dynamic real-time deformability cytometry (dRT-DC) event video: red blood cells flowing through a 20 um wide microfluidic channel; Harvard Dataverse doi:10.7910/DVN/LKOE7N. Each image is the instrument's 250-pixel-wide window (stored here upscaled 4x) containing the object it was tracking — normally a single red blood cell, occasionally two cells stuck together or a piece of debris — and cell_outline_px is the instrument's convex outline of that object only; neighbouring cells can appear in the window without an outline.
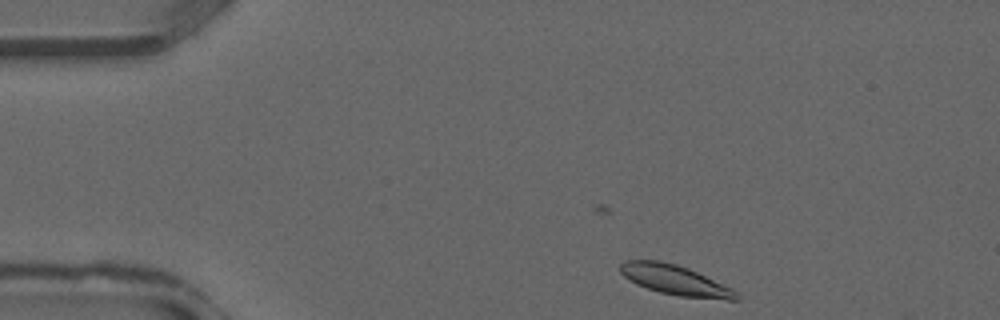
{"species": "common noctule bat (a hibernating species)", "species_latin": "Nyctalus noctula", "temperature_condition": "warm", "stored_images_in_passage": 29, "camera_frame_rate_fps": 3000, "um_per_image_px": 0.085, "animal": {"sex": "male", "forearm_length_mm": 52.5}, "frame": {"image": 1, "passage_image": 1, "time_ms": 0.0, "image_size_px": [1000, 320], "cell_outline_px": [[740, 300], [728, 300], [680, 296], [660, 292], [636, 284], [628, 280], [620, 272], [620, 264], [624, 260], [660, 260], [676, 264], [688, 268], [732, 288], [740, 296]], "centroid_in_image_um": [57.39, 23.8], "position_along_channel_um": 27.6, "area_um2": 20.23}}
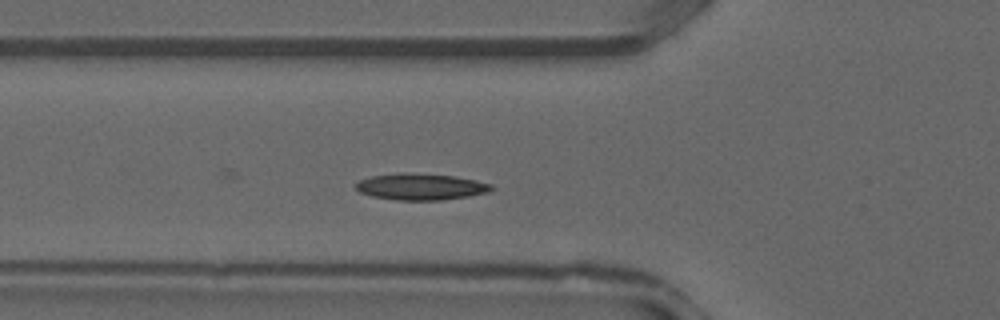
{"frame": {"image": 2, "passage_image": 8, "time_ms": 2.333, "image_size_px": [1000, 320], "cell_outline_px": [[492, 188], [488, 192], [468, 196], [440, 200], [396, 200], [372, 196], [360, 192], [356, 188], [356, 184], [360, 180], [372, 176], [400, 172], [412, 172], [456, 176], [476, 180], [492, 184]], "centroid_in_image_um": [35.77, 15.86], "position_along_channel_um": 90.0, "area_um2": 20.92}}
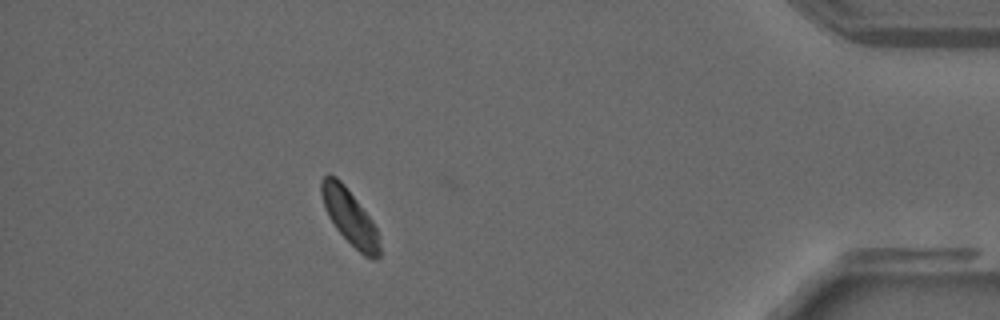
{"frame": {"image": 3, "passage_image": 28, "time_ms": 9.0, "image_size_px": [1000, 320], "cell_outline_px": [[380, 256], [376, 260], [372, 260], [364, 256], [336, 228], [328, 216], [324, 208], [320, 192], [320, 180], [328, 172], [336, 176], [344, 184], [372, 220], [376, 228], [380, 248]], "centroid_in_image_um": [29.7, 18.41], "position_along_channel_um": 405.5, "area_um2": 18.73}}